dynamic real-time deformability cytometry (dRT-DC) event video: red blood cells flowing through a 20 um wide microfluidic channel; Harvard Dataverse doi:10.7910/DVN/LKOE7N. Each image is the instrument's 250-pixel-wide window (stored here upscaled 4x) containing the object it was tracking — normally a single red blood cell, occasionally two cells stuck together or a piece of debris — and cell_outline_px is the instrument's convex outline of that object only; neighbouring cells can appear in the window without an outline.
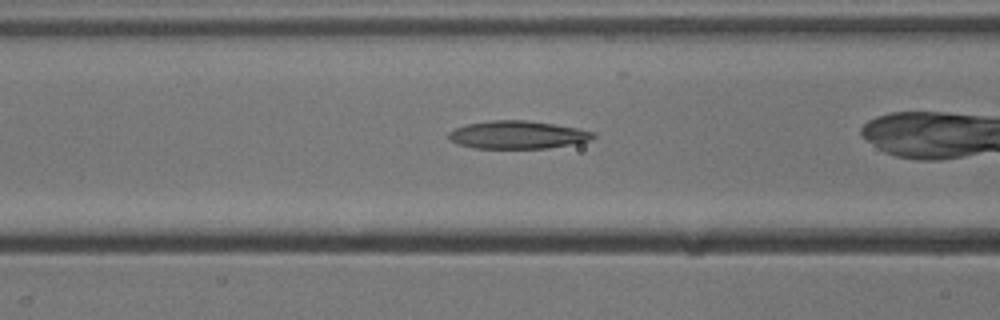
{"species": "common noctule bat (a hibernating species)", "species_latin": "Nyctalus noctula", "temperature_condition": "cold", "stored_images_in_passage": 32, "camera_frame_rate_fps": 3000, "um_per_image_px": 0.085, "animal": {"sex": "male", "body_mass_g": 13.3}, "frame": {"image": 1, "passage_image": 11, "time_ms": 3.333, "image_size_px": [1000, 320], "cell_outline_px": [[596, 136], [592, 140], [572, 144], [548, 148], [472, 148], [456, 144], [448, 140], [448, 132], [456, 128], [468, 124], [492, 120], [528, 120], [576, 128], [596, 132]], "centroid_in_image_um": [43.98, 11.46], "position_along_channel_um": 122.6, "area_um2": 23.58}}
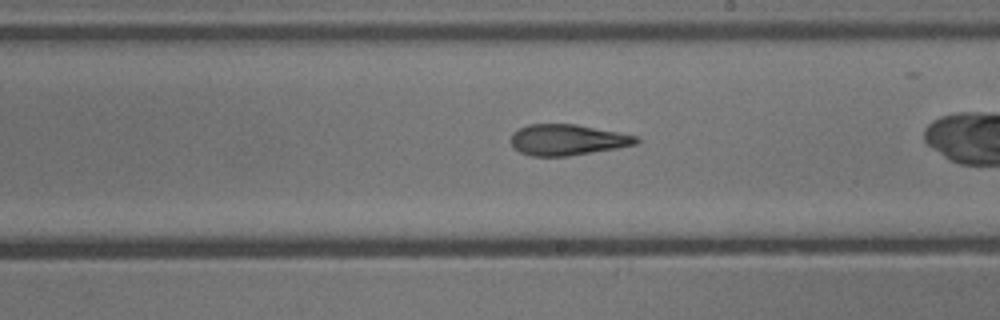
{"frame": {"image": 2, "passage_image": 20, "time_ms": 6.333, "image_size_px": [1000, 320], "cell_outline_px": [[640, 140], [636, 144], [616, 148], [568, 156], [532, 156], [520, 152], [512, 148], [512, 132], [528, 124], [576, 124], [636, 136]], "centroid_in_image_um": [48.19, 11.89], "position_along_channel_um": 240.8, "area_um2": 22.37}}
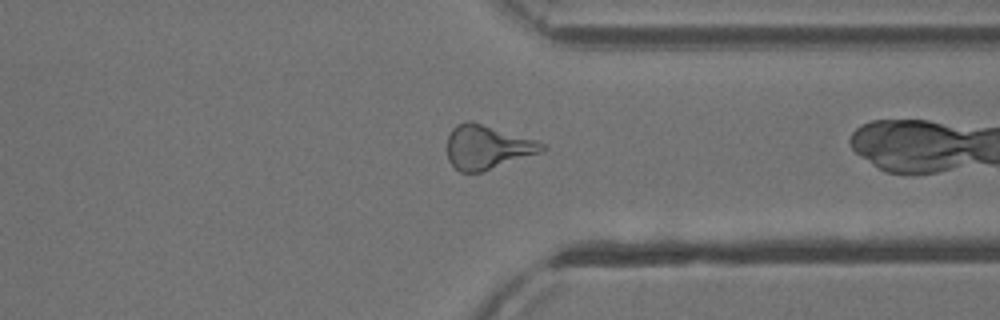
{"frame": {"image": 3, "passage_image": 30, "time_ms": 9.667, "image_size_px": [1000, 320], "cell_outline_px": [[548, 148], [544, 152], [480, 172], [460, 172], [448, 160], [448, 136], [452, 128], [456, 124], [464, 120], [472, 120], [536, 140], [544, 144]], "centroid_in_image_um": [41.43, 12.48], "position_along_channel_um": 370.0, "area_um2": 24.51}}